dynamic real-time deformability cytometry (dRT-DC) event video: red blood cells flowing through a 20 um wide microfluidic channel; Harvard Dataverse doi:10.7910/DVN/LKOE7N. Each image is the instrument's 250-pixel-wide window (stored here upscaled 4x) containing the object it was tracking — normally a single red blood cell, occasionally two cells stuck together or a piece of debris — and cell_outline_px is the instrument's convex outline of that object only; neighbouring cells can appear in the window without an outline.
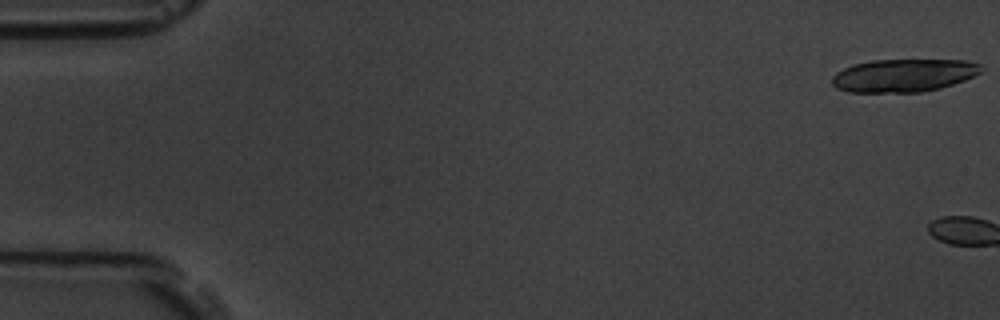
{"species": "common noctule bat (a hibernating species)", "species_latin": "Nyctalus noctula", "temperature_condition": "room temperature", "stored_images_in_passage": 9, "segment_of_instrument_passage": [1, 2], "camera_frame_rate_fps": 3000, "um_per_image_px": 0.085, "animal": {"sex": "male", "body_mass_g": 19.5, "forearm_length_mm": 54.6}, "frame": {"image": 1, "passage_image": 1, "time_ms": 0.0, "image_size_px": [1000, 320], "cell_outline_px": [[980, 72], [964, 80], [940, 88], [920, 92], [848, 92], [836, 88], [832, 84], [832, 76], [836, 72], [852, 64], [872, 60], [968, 60], [980, 64]], "centroid_in_image_um": [76.76, 6.4], "position_along_channel_um": 8.2, "area_um2": 28.55}}